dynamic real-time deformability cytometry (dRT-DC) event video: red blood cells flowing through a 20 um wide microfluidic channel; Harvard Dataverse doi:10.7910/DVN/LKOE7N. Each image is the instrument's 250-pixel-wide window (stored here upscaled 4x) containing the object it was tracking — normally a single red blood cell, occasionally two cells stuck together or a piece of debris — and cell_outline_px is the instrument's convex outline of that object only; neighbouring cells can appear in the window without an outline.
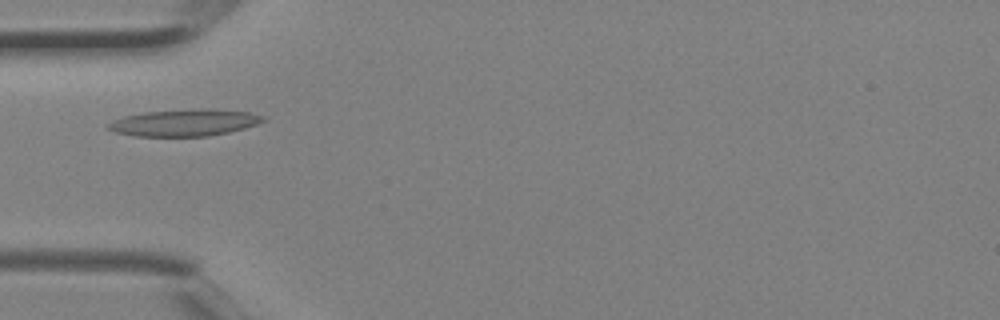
{"species": "Egyptian fruit bat (a non-hibernating species)", "species_latin": "Rousettus aegyptiacus", "temperature_condition": "room temperature", "stored_images_in_passage": 3, "camera_frame_rate_fps": 3000, "um_per_image_px": 0.085, "animal": {"sex": "female"}, "frame": {"image": 1, "passage_image": 3, "time_ms": 0.667, "image_size_px": [1000, 320], "cell_outline_px": [[268, 120], [244, 128], [228, 132], [208, 136], [136, 136], [116, 132], [108, 128], [108, 124], [112, 120], [124, 116], [144, 112], [200, 108], [212, 108], [248, 112], [268, 116]], "centroid_in_image_um": [15.74, 10.41], "position_along_channel_um": 69.3, "area_um2": 24.33}}